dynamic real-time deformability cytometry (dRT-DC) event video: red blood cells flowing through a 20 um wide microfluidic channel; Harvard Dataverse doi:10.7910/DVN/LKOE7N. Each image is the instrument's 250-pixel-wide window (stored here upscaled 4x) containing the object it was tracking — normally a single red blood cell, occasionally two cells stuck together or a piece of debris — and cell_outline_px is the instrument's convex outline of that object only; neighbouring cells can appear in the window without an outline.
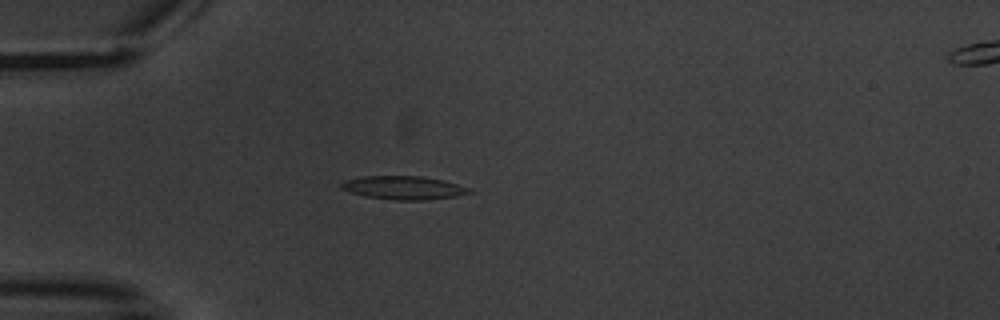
{"species": "common noctule bat (a hibernating species)", "species_latin": "Nyctalus noctula", "temperature_condition": "warm", "stored_images_in_passage": 2, "segment_of_instrument_passage": [1, 2], "camera_frame_rate_fps": 3000, "um_per_image_px": 0.085, "animal": {"sex": "male", "body_mass_g": 20.1, "forearm_length_mm": 53.5}, "frame": {"image": 1, "passage_image": 1, "time_ms": 0.0, "image_size_px": [1000, 320], "cell_outline_px": [[472, 192], [456, 196], [420, 200], [396, 200], [364, 196], [340, 188], [340, 184], [344, 180], [364, 176], [420, 176], [444, 180], [468, 188]], "centroid_in_image_um": [34.26, 15.95], "position_along_channel_um": 50.7, "area_um2": 17.22}}